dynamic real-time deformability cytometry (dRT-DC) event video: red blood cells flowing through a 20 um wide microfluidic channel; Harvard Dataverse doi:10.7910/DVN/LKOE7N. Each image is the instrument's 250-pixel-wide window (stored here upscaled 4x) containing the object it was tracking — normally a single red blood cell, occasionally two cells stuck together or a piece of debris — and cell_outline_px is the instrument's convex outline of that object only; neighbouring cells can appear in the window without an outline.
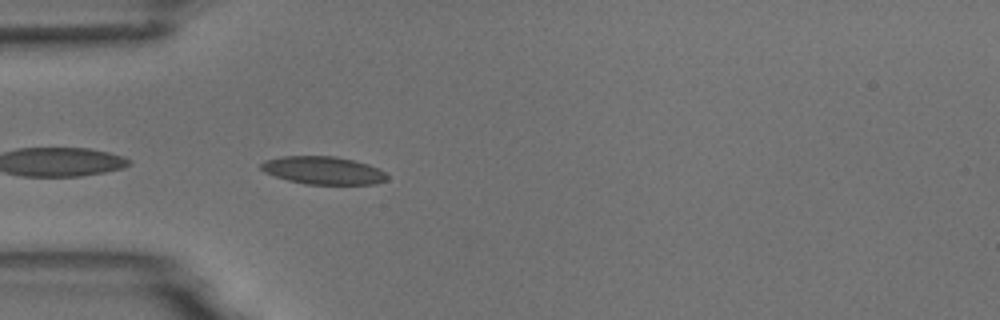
{"species": "common noctule bat (a hibernating species)", "species_latin": "Nyctalus noctula", "temperature_condition": "room temperature", "stored_images_in_passage": 4, "camera_frame_rate_fps": 3000, "um_per_image_px": 0.085, "animal": {"sex": "male", "body_mass_g": 18.8}, "frame": {"image": 1, "passage_image": 4, "time_ms": 4.333, "image_size_px": [1000, 320], "cell_outline_px": [[388, 180], [376, 184], [304, 184], [288, 180], [264, 172], [260, 168], [260, 164], [264, 160], [280, 156], [336, 156], [368, 164], [380, 168], [388, 176]], "centroid_in_image_um": [27.48, 14.48], "position_along_channel_um": 57.5, "area_um2": 20.58}}